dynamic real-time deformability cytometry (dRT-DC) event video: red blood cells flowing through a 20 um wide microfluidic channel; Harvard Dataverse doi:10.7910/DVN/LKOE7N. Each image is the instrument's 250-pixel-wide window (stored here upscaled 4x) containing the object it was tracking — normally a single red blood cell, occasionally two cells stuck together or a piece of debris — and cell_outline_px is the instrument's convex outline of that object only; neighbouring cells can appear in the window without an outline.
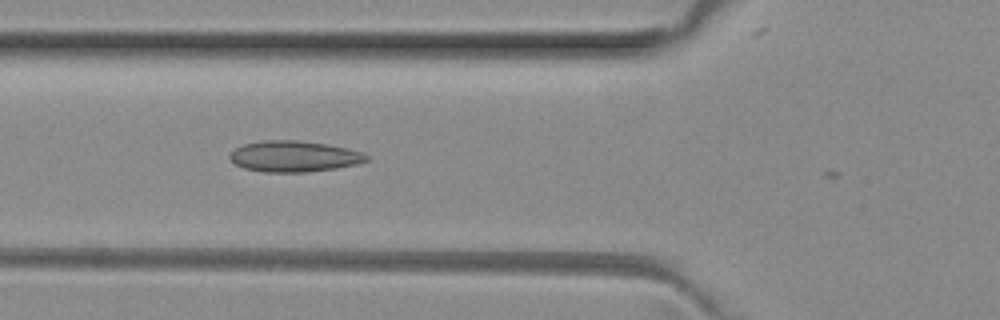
{"species": "common noctule bat (a hibernating species)", "species_latin": "Nyctalus noctula", "temperature_condition": "room temperature", "stored_images_in_passage": 6, "camera_frame_rate_fps": 3000, "um_per_image_px": 0.085, "animal": {"sex": "female", "body_mass_g": 29.2, "forearm_length_mm": 56.3}, "frame": {"image": 1, "passage_image": 4, "time_ms": 1.0, "image_size_px": [1000, 320], "cell_outline_px": [[368, 160], [356, 164], [336, 168], [308, 172], [264, 172], [244, 168], [236, 164], [228, 156], [236, 148], [244, 144], [260, 140], [296, 140], [324, 144], [348, 148], [364, 152], [368, 156]], "centroid_in_image_um": [25.0, 13.29], "position_along_channel_um": 100.8, "area_um2": 24.62}}
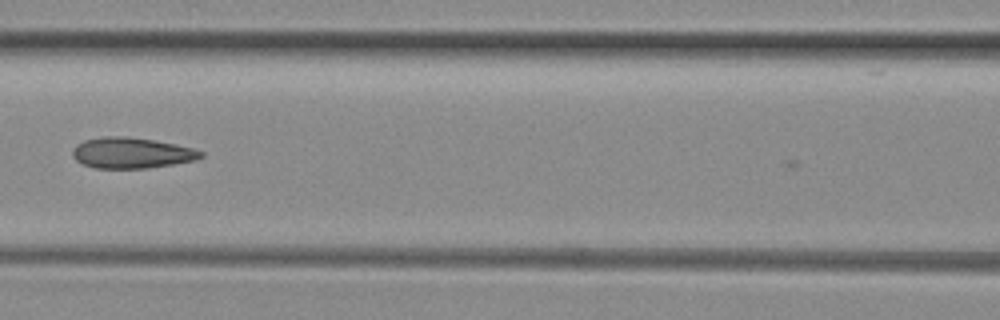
{"frame": {"image": 2, "passage_image": 5, "time_ms": 1.333, "image_size_px": [1000, 320], "cell_outline_px": [[204, 156], [196, 160], [148, 168], [96, 168], [84, 164], [76, 160], [72, 156], [72, 148], [76, 144], [84, 140], [104, 136], [124, 136], [152, 140], [176, 144], [192, 148], [204, 152]], "centroid_in_image_um": [11.17, 12.99], "position_along_channel_um": 155.4, "area_um2": 23.0}}